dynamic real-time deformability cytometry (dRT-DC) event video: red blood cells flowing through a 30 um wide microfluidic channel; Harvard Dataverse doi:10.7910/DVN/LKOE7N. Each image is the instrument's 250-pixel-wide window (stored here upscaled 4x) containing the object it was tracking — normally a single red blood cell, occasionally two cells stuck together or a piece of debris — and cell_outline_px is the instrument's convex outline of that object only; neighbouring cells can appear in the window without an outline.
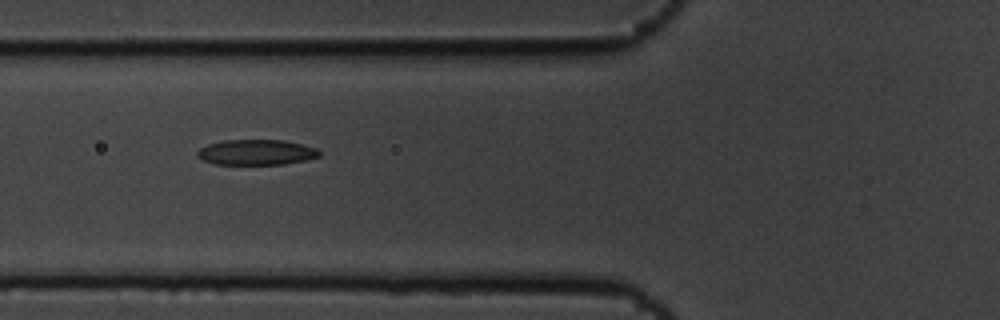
{"species": "common noctule bat (a hibernating species)", "species_latin": "Nyctalus noctula", "temperature_condition": "cold", "stored_images_in_passage": 9, "camera_frame_rate_fps": 3000, "um_per_image_px": 0.085, "animal": {"sex": "male", "body_mass_g": 19.5, "forearm_length_mm": 54.6}, "frame": {"image": 1, "passage_image": 7, "time_ms": 2.0, "image_size_px": [1000, 320], "cell_outline_px": [[324, 152], [320, 156], [308, 160], [284, 164], [216, 164], [204, 160], [196, 156], [196, 152], [200, 148], [208, 144], [224, 140], [284, 140], [316, 148]], "centroid_in_image_um": [21.82, 12.94], "position_along_channel_um": 104.0, "area_um2": 18.15}}
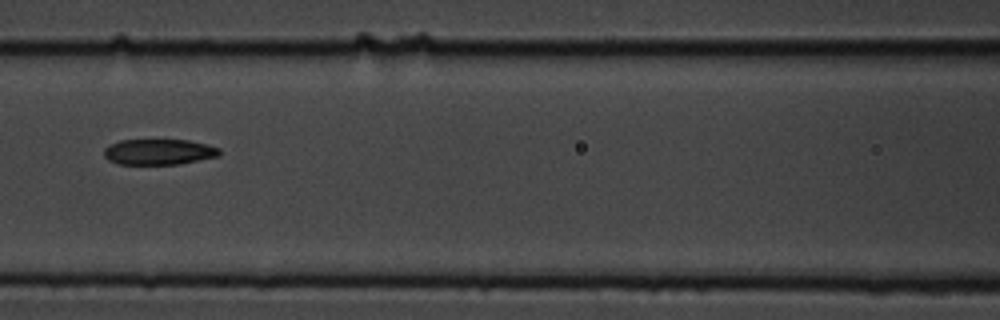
{"frame": {"image": 2, "passage_image": 8, "time_ms": 2.333, "image_size_px": [1000, 320], "cell_outline_px": [[220, 156], [180, 164], [120, 164], [108, 160], [104, 156], [104, 148], [120, 140], [188, 140], [208, 144], [220, 148]], "centroid_in_image_um": [13.54, 12.91], "position_along_channel_um": 153.1, "area_um2": 17.34}}
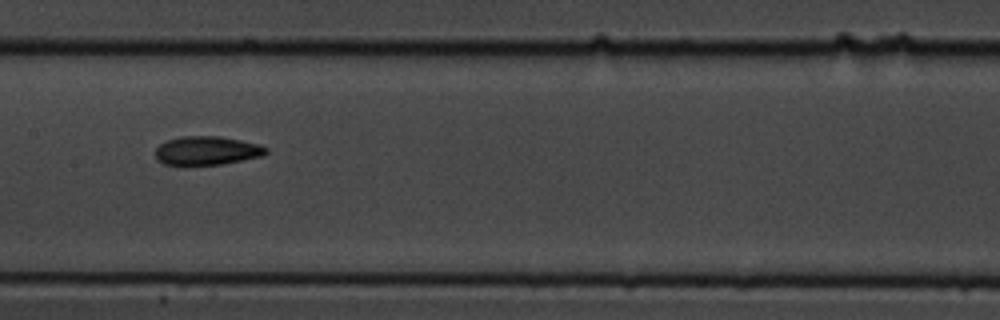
{"frame": {"image": 3, "passage_image": 9, "time_ms": 2.667, "image_size_px": [1000, 320], "cell_outline_px": [[268, 152], [264, 156], [220, 164], [164, 164], [156, 160], [156, 148], [160, 144], [168, 140], [180, 136], [220, 136], [260, 144], [268, 148]], "centroid_in_image_um": [17.61, 12.79], "position_along_channel_um": 189.8, "area_um2": 18.44}}